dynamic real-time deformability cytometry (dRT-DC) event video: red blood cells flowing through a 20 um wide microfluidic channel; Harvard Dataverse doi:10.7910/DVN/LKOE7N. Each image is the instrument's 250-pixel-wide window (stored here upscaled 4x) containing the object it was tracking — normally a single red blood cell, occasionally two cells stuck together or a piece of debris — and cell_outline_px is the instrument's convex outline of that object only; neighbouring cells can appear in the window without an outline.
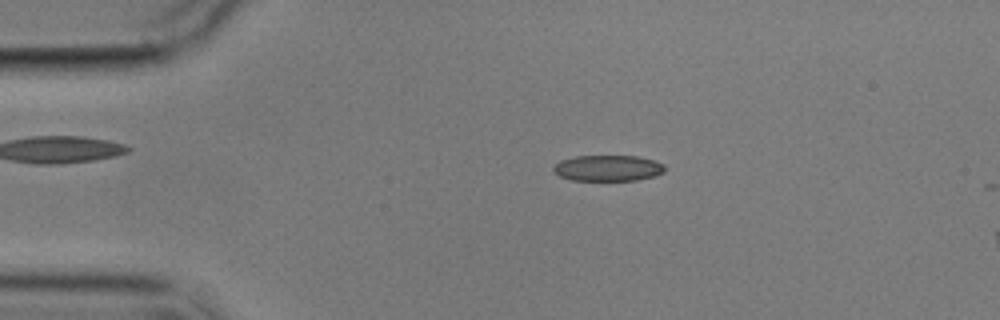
{"species": "common noctule bat (a hibernating species)", "species_latin": "Nyctalus noctula", "temperature_condition": "cold", "stored_images_in_passage": 4, "camera_frame_rate_fps": 3000, "um_per_image_px": 0.085, "animal": {"sex": "male", "body_mass_g": 17.9}, "frame": {"image": 1, "passage_image": 3, "time_ms": 2.667, "image_size_px": [1000, 320], "cell_outline_px": [[664, 172], [656, 176], [636, 180], [572, 180], [560, 176], [552, 172], [552, 168], [560, 160], [576, 156], [636, 156], [656, 160], [664, 164]], "centroid_in_image_um": [51.68, 14.29], "position_along_channel_um": 33.3, "area_um2": 16.94}}